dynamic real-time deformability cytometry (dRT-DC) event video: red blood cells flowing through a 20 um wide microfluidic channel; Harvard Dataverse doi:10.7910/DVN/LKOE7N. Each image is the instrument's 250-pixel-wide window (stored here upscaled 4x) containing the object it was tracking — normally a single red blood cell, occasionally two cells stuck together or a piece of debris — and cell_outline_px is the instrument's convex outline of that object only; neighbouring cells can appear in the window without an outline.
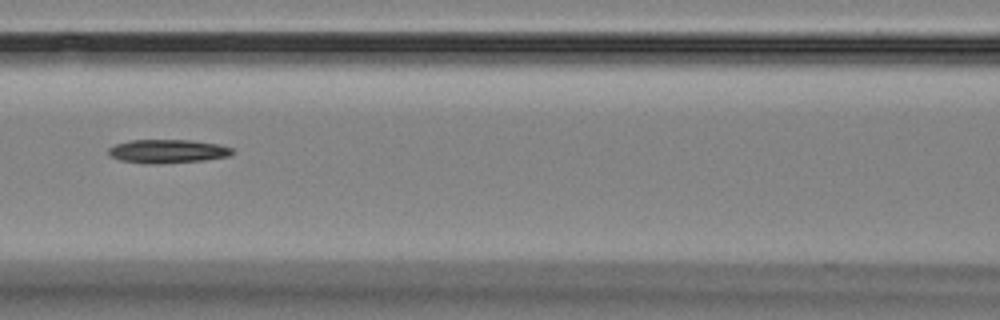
{"species": "Egyptian fruit bat (a non-hibernating species)", "species_latin": "Rousettus aegyptiacus", "temperature_condition": "room temperature", "stored_images_in_passage": 12, "camera_frame_rate_fps": 3000, "um_per_image_px": 0.085, "animal": {"sex": "female"}, "frame": {"image": 1, "passage_image": 3, "time_ms": 2.333, "image_size_px": [1000, 320], "cell_outline_px": [[236, 152], [228, 156], [204, 160], [120, 160], [108, 156], [108, 148], [116, 144], [132, 140], [192, 140], [220, 144], [232, 148]], "centroid_in_image_um": [14.32, 12.78], "position_along_channel_um": 152.3, "area_um2": 15.84}}
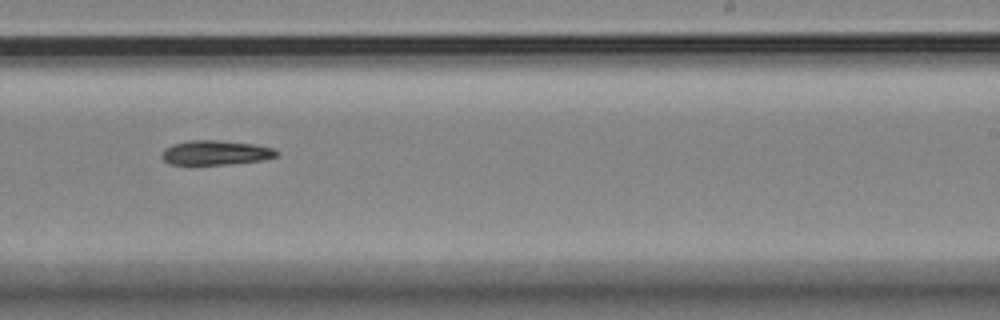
{"frame": {"image": 2, "passage_image": 6, "time_ms": 5.667, "image_size_px": [1000, 320], "cell_outline_px": [[280, 156], [264, 160], [228, 164], [168, 164], [160, 156], [160, 152], [164, 148], [172, 144], [192, 140], [216, 140], [252, 144], [272, 148], [280, 152]], "centroid_in_image_um": [18.32, 12.98], "position_along_channel_um": 270.7, "area_um2": 16.47}}
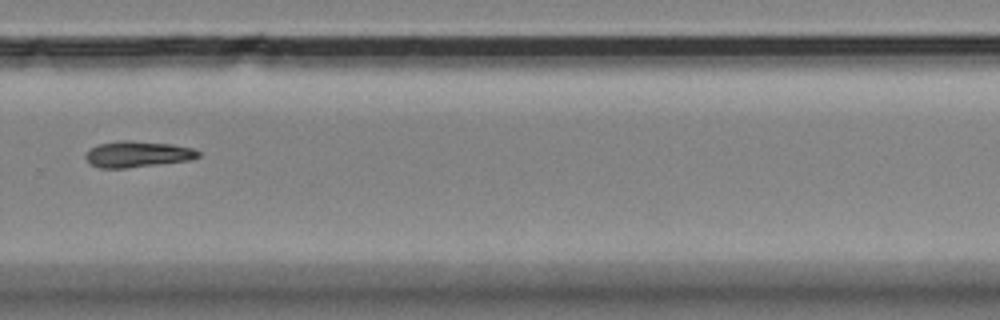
{"frame": {"image": 3, "passage_image": 7, "time_ms": 7.0, "image_size_px": [1000, 320], "cell_outline_px": [[200, 156], [192, 160], [124, 168], [100, 168], [88, 164], [84, 156], [92, 148], [100, 144], [120, 140], [128, 140], [172, 144], [192, 148], [200, 152]], "centroid_in_image_um": [11.69, 13.11], "position_along_channel_um": 318.1, "area_um2": 17.11}, "authors_computed_cell_mechanics": {"area_um2": 16.4152, "velocity_mm_per_s": 3.5715, "shape_relaxation_time_tau1_ms": 3.3572, "shape_relaxation_time_tau2_ms": 4.5655, "deformation_change_tau1": 0.107, "deformation_change_tau2": 0.0871}}